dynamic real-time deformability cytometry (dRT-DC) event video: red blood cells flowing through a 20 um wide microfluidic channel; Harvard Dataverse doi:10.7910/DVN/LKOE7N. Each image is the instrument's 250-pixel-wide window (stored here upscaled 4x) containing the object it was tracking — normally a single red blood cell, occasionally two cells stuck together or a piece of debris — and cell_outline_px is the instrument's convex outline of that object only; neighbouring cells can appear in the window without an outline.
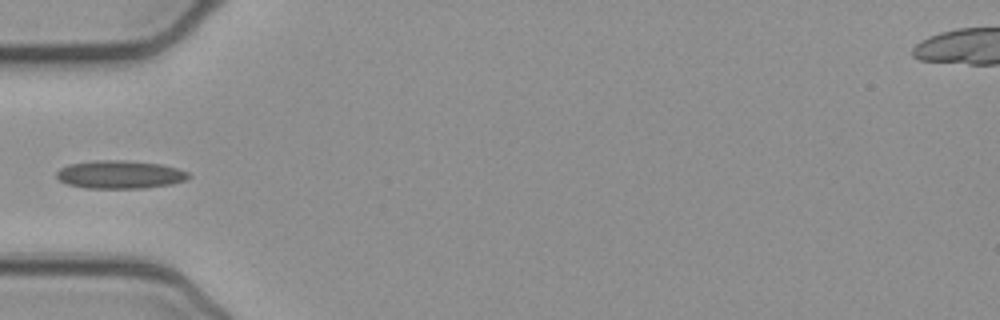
{"species": "common noctule bat (a hibernating species)", "species_latin": "Nyctalus noctula", "temperature_condition": "cold", "stored_images_in_passage": 3, "camera_frame_rate_fps": 3000, "um_per_image_px": 0.085, "animal": {"sex": "female", "body_mass_g": 21.9}, "frame": {"image": 1, "passage_image": 1, "time_ms": 0.0, "image_size_px": [1000, 320], "cell_outline_px": [[192, 176], [188, 180], [172, 184], [144, 188], [84, 188], [68, 184], [60, 180], [56, 176], [56, 172], [60, 168], [68, 164], [96, 160], [124, 160], [160, 164], [176, 168], [188, 172]], "centroid_in_image_um": [10.21, 14.84], "position_along_channel_um": 74.8, "area_um2": 21.73}}